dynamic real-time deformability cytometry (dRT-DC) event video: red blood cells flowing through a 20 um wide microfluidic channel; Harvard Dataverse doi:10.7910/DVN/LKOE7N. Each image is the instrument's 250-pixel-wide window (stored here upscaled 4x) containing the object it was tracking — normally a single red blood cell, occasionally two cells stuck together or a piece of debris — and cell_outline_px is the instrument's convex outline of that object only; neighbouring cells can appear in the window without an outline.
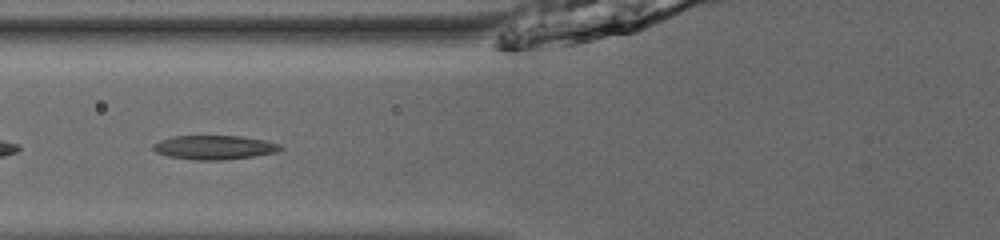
{"species": "common noctule bat (a hibernating species)", "species_latin": "Nyctalus noctula", "temperature_condition": "room temperature", "stored_images_in_passage": 34, "camera_frame_rate_fps": 3000, "um_per_image_px": 0.085, "animal": {"sex": "male", "body_mass_g": 13.0, "forearm_length_mm": 53.1}, "frame": {"image": 1, "passage_image": 5, "time_ms": 1.333, "image_size_px": [1000, 240], "cell_outline_px": [[284, 148], [276, 152], [252, 156], [220, 160], [196, 160], [168, 156], [156, 152], [152, 148], [152, 144], [160, 140], [172, 136], [240, 136], [264, 140], [280, 144]], "centroid_in_image_um": [18.19, 12.52], "position_along_channel_um": 107.6, "area_um2": 17.74}}
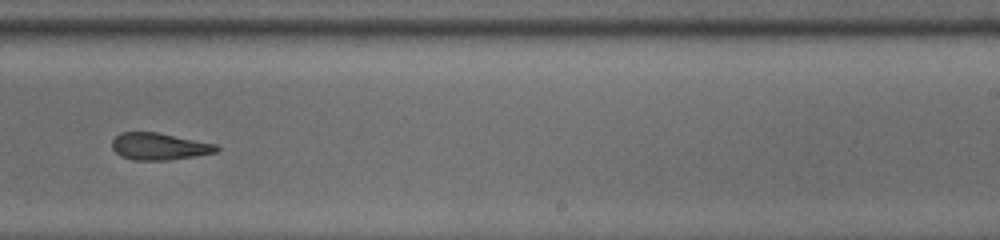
{"frame": {"image": 2, "passage_image": 18, "time_ms": 5.667, "image_size_px": [1000, 240], "cell_outline_px": [[220, 148], [216, 152], [168, 160], [132, 160], [120, 156], [112, 148], [112, 140], [120, 132], [156, 132], [216, 144]], "centroid_in_image_um": [13.49, 12.44], "position_along_channel_um": 275.5, "area_um2": 16.3}}
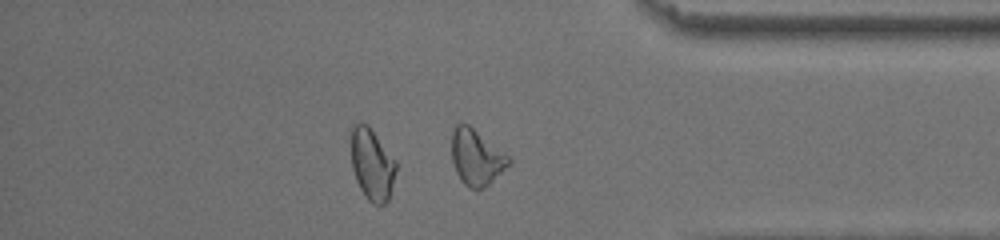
{"frame": {"image": 3, "passage_image": 28, "time_ms": 9.0, "image_size_px": [1000, 240], "cell_outline_px": [[512, 160], [484, 188], [476, 192], [468, 188], [460, 180], [456, 172], [452, 160], [452, 128], [456, 124], [468, 124], [508, 156]], "centroid_in_image_um": [40.44, 13.4], "position_along_channel_um": 394.8, "area_um2": 18.26}, "authors_computed_cell_mechanics": {"area_um2": 17.6868, "velocity_mm_per_s": 3.8657, "shape_relaxation_time_tau1_ms": 4.3292, "shape_relaxation_time_tau2_ms": 2.7804, "deformation_change_tau1": 0.1354, "deformation_change_tau2": 0.111}}